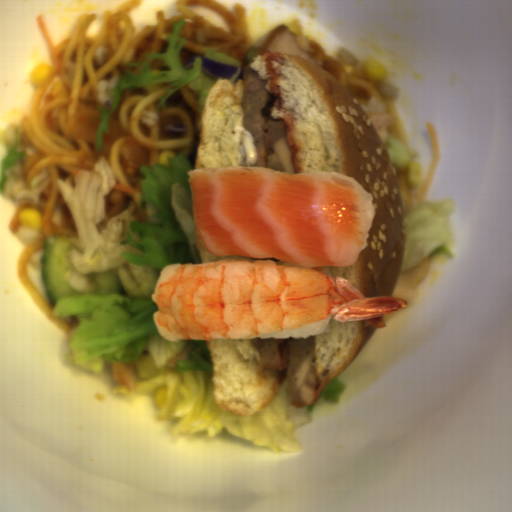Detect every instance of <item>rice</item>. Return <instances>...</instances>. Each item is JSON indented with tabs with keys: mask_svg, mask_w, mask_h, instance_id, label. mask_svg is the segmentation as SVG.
I'll list each match as a JSON object with an SVG mask.
<instances>
[{
	"mask_svg": "<svg viewBox=\"0 0 512 512\" xmlns=\"http://www.w3.org/2000/svg\"><path fill=\"white\" fill-rule=\"evenodd\" d=\"M332 317H333V315L331 314L330 316H328L322 320L304 324L300 327H297V328L291 329V330H287V331H280V332H275V333H270V334H258V335L248 336V337H240V338H232V339H236V340H251V339H255V338H262V339L274 338V339H278V340L279 339H291V338L295 339V340L301 339V338L306 339L311 336L323 334L326 331V329L330 326Z\"/></svg>",
	"mask_w": 512,
	"mask_h": 512,
	"instance_id": "1",
	"label": "rice"
},
{
	"mask_svg": "<svg viewBox=\"0 0 512 512\" xmlns=\"http://www.w3.org/2000/svg\"><path fill=\"white\" fill-rule=\"evenodd\" d=\"M178 266H182V264H173L172 263L167 266H164L163 269L161 270V272L159 274L158 281L154 287L153 294L151 295L152 302H154L155 304H156L155 294H156V290H157L158 286L161 285L162 283L166 282L167 279L170 277V275L175 271V269Z\"/></svg>",
	"mask_w": 512,
	"mask_h": 512,
	"instance_id": "2",
	"label": "rice"
},
{
	"mask_svg": "<svg viewBox=\"0 0 512 512\" xmlns=\"http://www.w3.org/2000/svg\"><path fill=\"white\" fill-rule=\"evenodd\" d=\"M158 316H159V312L157 311V312L153 313L152 319H153L154 325H155L158 333L160 334V336L163 339H165L166 341H169L171 343H177V342L181 341L182 339H178L172 332L165 330L163 327H161L159 325Z\"/></svg>",
	"mask_w": 512,
	"mask_h": 512,
	"instance_id": "3",
	"label": "rice"
}]
</instances>
